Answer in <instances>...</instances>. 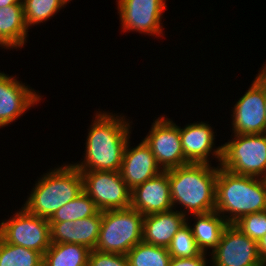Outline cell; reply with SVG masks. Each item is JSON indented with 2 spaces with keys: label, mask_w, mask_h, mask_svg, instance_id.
<instances>
[{
  "label": "cell",
  "mask_w": 266,
  "mask_h": 266,
  "mask_svg": "<svg viewBox=\"0 0 266 266\" xmlns=\"http://www.w3.org/2000/svg\"><path fill=\"white\" fill-rule=\"evenodd\" d=\"M94 113L83 159L72 164L80 171H120L126 143L132 138L133 122L119 112L98 109Z\"/></svg>",
  "instance_id": "obj_1"
},
{
  "label": "cell",
  "mask_w": 266,
  "mask_h": 266,
  "mask_svg": "<svg viewBox=\"0 0 266 266\" xmlns=\"http://www.w3.org/2000/svg\"><path fill=\"white\" fill-rule=\"evenodd\" d=\"M218 171V164L206 163H188L168 170L173 208L186 217L215 211Z\"/></svg>",
  "instance_id": "obj_2"
},
{
  "label": "cell",
  "mask_w": 266,
  "mask_h": 266,
  "mask_svg": "<svg viewBox=\"0 0 266 266\" xmlns=\"http://www.w3.org/2000/svg\"><path fill=\"white\" fill-rule=\"evenodd\" d=\"M22 207L49 220L53 214L83 192L82 174L72 163L57 165L37 177Z\"/></svg>",
  "instance_id": "obj_3"
},
{
  "label": "cell",
  "mask_w": 266,
  "mask_h": 266,
  "mask_svg": "<svg viewBox=\"0 0 266 266\" xmlns=\"http://www.w3.org/2000/svg\"><path fill=\"white\" fill-rule=\"evenodd\" d=\"M265 210L266 179L237 175L219 165L215 211L228 224H234L244 215Z\"/></svg>",
  "instance_id": "obj_4"
},
{
  "label": "cell",
  "mask_w": 266,
  "mask_h": 266,
  "mask_svg": "<svg viewBox=\"0 0 266 266\" xmlns=\"http://www.w3.org/2000/svg\"><path fill=\"white\" fill-rule=\"evenodd\" d=\"M144 215L127 209L102 211V222L95 250L104 253H127L142 241Z\"/></svg>",
  "instance_id": "obj_5"
},
{
  "label": "cell",
  "mask_w": 266,
  "mask_h": 266,
  "mask_svg": "<svg viewBox=\"0 0 266 266\" xmlns=\"http://www.w3.org/2000/svg\"><path fill=\"white\" fill-rule=\"evenodd\" d=\"M222 145L220 167L237 175L266 179V133L231 134Z\"/></svg>",
  "instance_id": "obj_6"
},
{
  "label": "cell",
  "mask_w": 266,
  "mask_h": 266,
  "mask_svg": "<svg viewBox=\"0 0 266 266\" xmlns=\"http://www.w3.org/2000/svg\"><path fill=\"white\" fill-rule=\"evenodd\" d=\"M12 214L0 221V237L9 244L44 255L51 245L48 220L29 214L22 206Z\"/></svg>",
  "instance_id": "obj_7"
},
{
  "label": "cell",
  "mask_w": 266,
  "mask_h": 266,
  "mask_svg": "<svg viewBox=\"0 0 266 266\" xmlns=\"http://www.w3.org/2000/svg\"><path fill=\"white\" fill-rule=\"evenodd\" d=\"M231 107L232 134L266 133L265 72L260 69L248 90Z\"/></svg>",
  "instance_id": "obj_8"
},
{
  "label": "cell",
  "mask_w": 266,
  "mask_h": 266,
  "mask_svg": "<svg viewBox=\"0 0 266 266\" xmlns=\"http://www.w3.org/2000/svg\"><path fill=\"white\" fill-rule=\"evenodd\" d=\"M167 0H116L122 33H140L162 38ZM163 19V22H162Z\"/></svg>",
  "instance_id": "obj_9"
},
{
  "label": "cell",
  "mask_w": 266,
  "mask_h": 266,
  "mask_svg": "<svg viewBox=\"0 0 266 266\" xmlns=\"http://www.w3.org/2000/svg\"><path fill=\"white\" fill-rule=\"evenodd\" d=\"M83 191L100 211L127 209L131 206V190L120 171H80Z\"/></svg>",
  "instance_id": "obj_10"
},
{
  "label": "cell",
  "mask_w": 266,
  "mask_h": 266,
  "mask_svg": "<svg viewBox=\"0 0 266 266\" xmlns=\"http://www.w3.org/2000/svg\"><path fill=\"white\" fill-rule=\"evenodd\" d=\"M143 140L150 147L162 171L189 163L184 157L179 124L168 118L166 114L153 119L151 128Z\"/></svg>",
  "instance_id": "obj_11"
},
{
  "label": "cell",
  "mask_w": 266,
  "mask_h": 266,
  "mask_svg": "<svg viewBox=\"0 0 266 266\" xmlns=\"http://www.w3.org/2000/svg\"><path fill=\"white\" fill-rule=\"evenodd\" d=\"M211 266H264L257 242L234 224H228L216 248L210 253Z\"/></svg>",
  "instance_id": "obj_12"
},
{
  "label": "cell",
  "mask_w": 266,
  "mask_h": 266,
  "mask_svg": "<svg viewBox=\"0 0 266 266\" xmlns=\"http://www.w3.org/2000/svg\"><path fill=\"white\" fill-rule=\"evenodd\" d=\"M18 78L0 70V129L9 127L40 100L43 101L39 91Z\"/></svg>",
  "instance_id": "obj_13"
},
{
  "label": "cell",
  "mask_w": 266,
  "mask_h": 266,
  "mask_svg": "<svg viewBox=\"0 0 266 266\" xmlns=\"http://www.w3.org/2000/svg\"><path fill=\"white\" fill-rule=\"evenodd\" d=\"M206 121L188 123L179 126L184 157L189 163L212 164L214 159L218 165L222 158V145L215 146L216 132ZM211 158V159H210Z\"/></svg>",
  "instance_id": "obj_14"
},
{
  "label": "cell",
  "mask_w": 266,
  "mask_h": 266,
  "mask_svg": "<svg viewBox=\"0 0 266 266\" xmlns=\"http://www.w3.org/2000/svg\"><path fill=\"white\" fill-rule=\"evenodd\" d=\"M132 141H127L122 158L120 173L130 190L141 185L146 180L152 179L162 172L150 147L141 140L137 146H131Z\"/></svg>",
  "instance_id": "obj_15"
},
{
  "label": "cell",
  "mask_w": 266,
  "mask_h": 266,
  "mask_svg": "<svg viewBox=\"0 0 266 266\" xmlns=\"http://www.w3.org/2000/svg\"><path fill=\"white\" fill-rule=\"evenodd\" d=\"M130 207L144 216L174 209L171 202L168 170L162 171L156 177L146 180L131 190Z\"/></svg>",
  "instance_id": "obj_16"
},
{
  "label": "cell",
  "mask_w": 266,
  "mask_h": 266,
  "mask_svg": "<svg viewBox=\"0 0 266 266\" xmlns=\"http://www.w3.org/2000/svg\"><path fill=\"white\" fill-rule=\"evenodd\" d=\"M102 222V211L80 220L50 224L51 243L79 244L94 250Z\"/></svg>",
  "instance_id": "obj_17"
},
{
  "label": "cell",
  "mask_w": 266,
  "mask_h": 266,
  "mask_svg": "<svg viewBox=\"0 0 266 266\" xmlns=\"http://www.w3.org/2000/svg\"><path fill=\"white\" fill-rule=\"evenodd\" d=\"M186 223L187 217L175 209L146 215L143 218L142 241L167 248Z\"/></svg>",
  "instance_id": "obj_18"
},
{
  "label": "cell",
  "mask_w": 266,
  "mask_h": 266,
  "mask_svg": "<svg viewBox=\"0 0 266 266\" xmlns=\"http://www.w3.org/2000/svg\"><path fill=\"white\" fill-rule=\"evenodd\" d=\"M28 32L22 4L0 8V49H22L29 40Z\"/></svg>",
  "instance_id": "obj_19"
},
{
  "label": "cell",
  "mask_w": 266,
  "mask_h": 266,
  "mask_svg": "<svg viewBox=\"0 0 266 266\" xmlns=\"http://www.w3.org/2000/svg\"><path fill=\"white\" fill-rule=\"evenodd\" d=\"M191 217L192 219H190ZM192 220L194 223L191 225ZM187 223L192 229L193 237L199 249L207 254L216 248L224 228L228 225L216 211L189 215L187 216Z\"/></svg>",
  "instance_id": "obj_20"
},
{
  "label": "cell",
  "mask_w": 266,
  "mask_h": 266,
  "mask_svg": "<svg viewBox=\"0 0 266 266\" xmlns=\"http://www.w3.org/2000/svg\"><path fill=\"white\" fill-rule=\"evenodd\" d=\"M88 247L70 243H51L43 255V266H87Z\"/></svg>",
  "instance_id": "obj_21"
},
{
  "label": "cell",
  "mask_w": 266,
  "mask_h": 266,
  "mask_svg": "<svg viewBox=\"0 0 266 266\" xmlns=\"http://www.w3.org/2000/svg\"><path fill=\"white\" fill-rule=\"evenodd\" d=\"M100 212L96 203L83 191L72 201L59 208L48 220L49 223L80 220Z\"/></svg>",
  "instance_id": "obj_22"
},
{
  "label": "cell",
  "mask_w": 266,
  "mask_h": 266,
  "mask_svg": "<svg viewBox=\"0 0 266 266\" xmlns=\"http://www.w3.org/2000/svg\"><path fill=\"white\" fill-rule=\"evenodd\" d=\"M129 266H169L171 255L166 247L143 241L136 244L128 253Z\"/></svg>",
  "instance_id": "obj_23"
},
{
  "label": "cell",
  "mask_w": 266,
  "mask_h": 266,
  "mask_svg": "<svg viewBox=\"0 0 266 266\" xmlns=\"http://www.w3.org/2000/svg\"><path fill=\"white\" fill-rule=\"evenodd\" d=\"M27 28L43 24L67 5L62 0H21Z\"/></svg>",
  "instance_id": "obj_24"
},
{
  "label": "cell",
  "mask_w": 266,
  "mask_h": 266,
  "mask_svg": "<svg viewBox=\"0 0 266 266\" xmlns=\"http://www.w3.org/2000/svg\"><path fill=\"white\" fill-rule=\"evenodd\" d=\"M0 266H43L40 252L9 244L0 237Z\"/></svg>",
  "instance_id": "obj_25"
},
{
  "label": "cell",
  "mask_w": 266,
  "mask_h": 266,
  "mask_svg": "<svg viewBox=\"0 0 266 266\" xmlns=\"http://www.w3.org/2000/svg\"><path fill=\"white\" fill-rule=\"evenodd\" d=\"M167 249L171 258H189L198 256L202 253L193 237L192 229L188 223L184 224L174 235Z\"/></svg>",
  "instance_id": "obj_26"
},
{
  "label": "cell",
  "mask_w": 266,
  "mask_h": 266,
  "mask_svg": "<svg viewBox=\"0 0 266 266\" xmlns=\"http://www.w3.org/2000/svg\"><path fill=\"white\" fill-rule=\"evenodd\" d=\"M234 225L258 243L266 233V210L244 215Z\"/></svg>",
  "instance_id": "obj_27"
},
{
  "label": "cell",
  "mask_w": 266,
  "mask_h": 266,
  "mask_svg": "<svg viewBox=\"0 0 266 266\" xmlns=\"http://www.w3.org/2000/svg\"><path fill=\"white\" fill-rule=\"evenodd\" d=\"M87 266H129L127 255L91 250Z\"/></svg>",
  "instance_id": "obj_28"
},
{
  "label": "cell",
  "mask_w": 266,
  "mask_h": 266,
  "mask_svg": "<svg viewBox=\"0 0 266 266\" xmlns=\"http://www.w3.org/2000/svg\"><path fill=\"white\" fill-rule=\"evenodd\" d=\"M209 258L210 254L203 252L195 257L171 258L169 266H211Z\"/></svg>",
  "instance_id": "obj_29"
},
{
  "label": "cell",
  "mask_w": 266,
  "mask_h": 266,
  "mask_svg": "<svg viewBox=\"0 0 266 266\" xmlns=\"http://www.w3.org/2000/svg\"><path fill=\"white\" fill-rule=\"evenodd\" d=\"M259 258L264 266H266V233L257 243Z\"/></svg>",
  "instance_id": "obj_30"
},
{
  "label": "cell",
  "mask_w": 266,
  "mask_h": 266,
  "mask_svg": "<svg viewBox=\"0 0 266 266\" xmlns=\"http://www.w3.org/2000/svg\"><path fill=\"white\" fill-rule=\"evenodd\" d=\"M22 4L21 0H0V8L6 7L8 5Z\"/></svg>",
  "instance_id": "obj_31"
},
{
  "label": "cell",
  "mask_w": 266,
  "mask_h": 266,
  "mask_svg": "<svg viewBox=\"0 0 266 266\" xmlns=\"http://www.w3.org/2000/svg\"><path fill=\"white\" fill-rule=\"evenodd\" d=\"M265 112H266V73H265Z\"/></svg>",
  "instance_id": "obj_32"
},
{
  "label": "cell",
  "mask_w": 266,
  "mask_h": 266,
  "mask_svg": "<svg viewBox=\"0 0 266 266\" xmlns=\"http://www.w3.org/2000/svg\"><path fill=\"white\" fill-rule=\"evenodd\" d=\"M260 68L266 73V63H264Z\"/></svg>",
  "instance_id": "obj_33"
},
{
  "label": "cell",
  "mask_w": 266,
  "mask_h": 266,
  "mask_svg": "<svg viewBox=\"0 0 266 266\" xmlns=\"http://www.w3.org/2000/svg\"><path fill=\"white\" fill-rule=\"evenodd\" d=\"M66 5L72 0H62Z\"/></svg>",
  "instance_id": "obj_34"
}]
</instances>
